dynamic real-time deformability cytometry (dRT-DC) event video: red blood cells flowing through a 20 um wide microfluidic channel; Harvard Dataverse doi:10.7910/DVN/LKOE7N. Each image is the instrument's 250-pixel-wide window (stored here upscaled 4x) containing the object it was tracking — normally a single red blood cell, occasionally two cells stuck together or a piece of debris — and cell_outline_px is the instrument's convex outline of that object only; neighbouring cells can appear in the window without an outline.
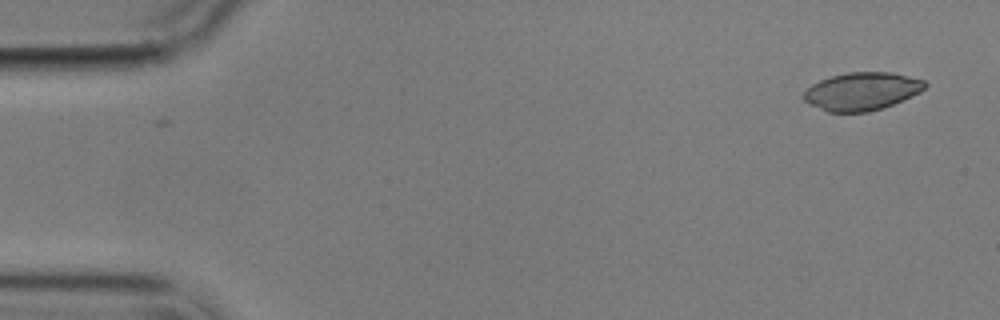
{"species": "common noctule bat (a hibernating species)", "species_latin": "Nyctalus noctula", "temperature_condition": "cold", "stored_images_in_passage": 4, "camera_frame_rate_fps": 3000, "um_per_image_px": 0.085, "animal": {"sex": "male", "body_mass_g": 17.9}, "frame": {"image": 1, "passage_image": 1, "time_ms": 0.0, "image_size_px": [1000, 320], "cell_outline_px": [[928, 84], [920, 92], [912, 96], [892, 104], [868, 112], [828, 112], [804, 100], [804, 92], [812, 84], [820, 80], [832, 76], [848, 72], [892, 72], [924, 80]], "centroid_in_image_um": [73.28, 7.75], "position_along_channel_um": 11.7, "area_um2": 26.47}}
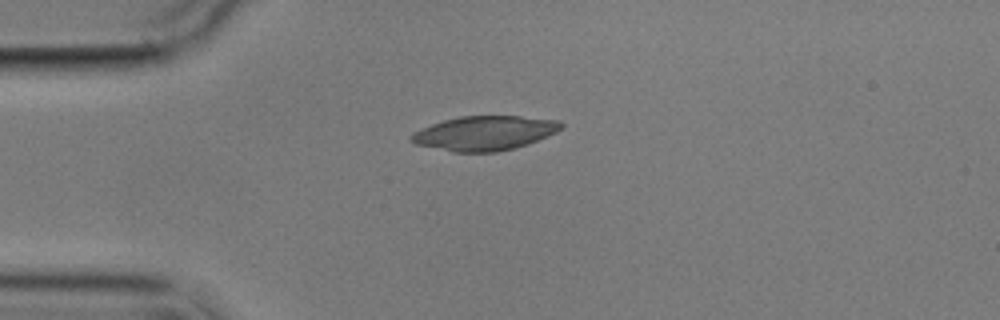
{"frame": {"image": 2, "passage_image": 4, "time_ms": 3.667, "image_size_px": [1000, 320], "cell_outline_px": [[564, 128], [548, 136], [528, 144], [496, 152], [452, 152], [416, 144], [408, 140], [408, 136], [412, 132], [432, 124], [444, 120], [460, 116], [520, 116], [560, 120], [564, 124]], "centroid_in_image_um": [41.19, 11.31], "position_along_channel_um": 43.8, "area_um2": 30.23}}